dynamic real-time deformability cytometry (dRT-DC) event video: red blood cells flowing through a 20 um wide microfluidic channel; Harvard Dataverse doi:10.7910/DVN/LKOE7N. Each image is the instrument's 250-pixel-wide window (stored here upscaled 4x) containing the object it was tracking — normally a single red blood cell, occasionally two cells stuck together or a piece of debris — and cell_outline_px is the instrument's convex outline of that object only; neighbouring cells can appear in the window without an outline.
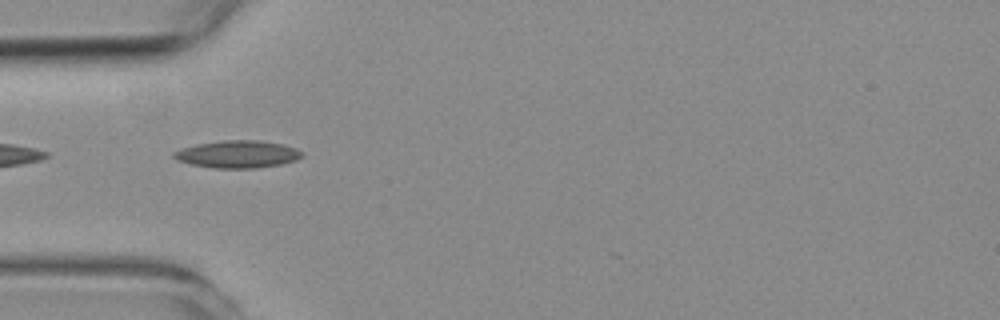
{"species": "common noctule bat (a hibernating species)", "species_latin": "Nyctalus noctula", "temperature_condition": "room temperature", "stored_images_in_passage": 36, "camera_frame_rate_fps": 3000, "um_per_image_px": 0.085, "animal": {"sex": "female", "body_mass_g": 19.3, "forearm_length_mm": 54.1}, "frame": {"image": 1, "passage_image": 2, "time_ms": 0.333, "image_size_px": [1000, 320], "cell_outline_px": [[304, 156], [296, 160], [280, 164], [256, 168], [212, 168], [192, 164], [176, 160], [172, 156], [172, 152], [196, 144], [224, 140], [260, 140], [284, 144], [296, 148], [304, 152]], "centroid_in_image_um": [20.23, 13.1], "position_along_channel_um": 64.8, "area_um2": 20.58}}
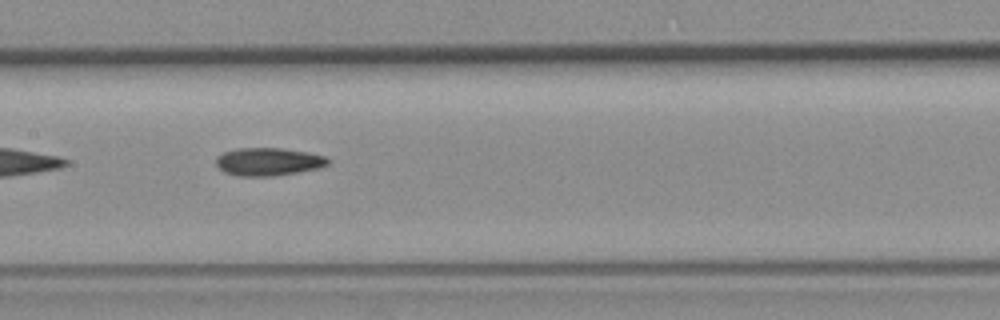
{"frame": {"image": 2, "passage_image": 12, "time_ms": 3.667, "image_size_px": [1000, 320], "cell_outline_px": [[332, 160], [328, 164], [320, 168], [272, 176], [236, 176], [224, 172], [216, 164], [216, 156], [224, 152], [236, 148], [280, 148], [308, 152], [324, 156]], "centroid_in_image_um": [22.8, 13.74], "position_along_channel_um": 184.6, "area_um2": 18.26}}
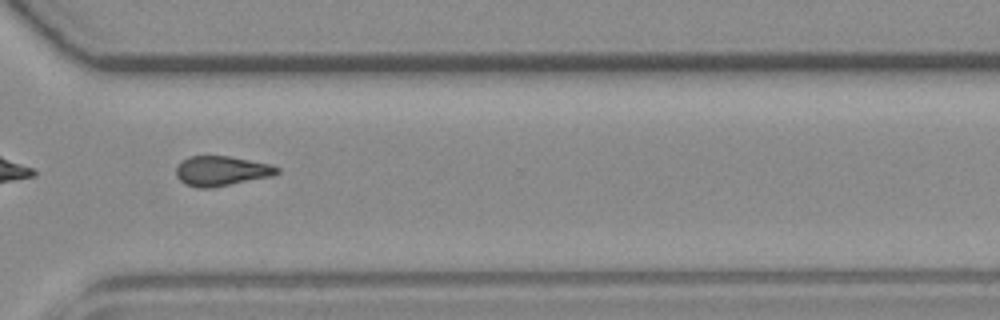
{"frame": {"image": 3, "passage_image": 26, "time_ms": 8.333, "image_size_px": [1000, 320], "cell_outline_px": [[280, 172], [272, 176], [212, 188], [196, 188], [184, 184], [176, 176], [176, 168], [188, 156], [228, 156], [272, 164], [280, 168]], "centroid_in_image_um": [18.84, 14.54], "position_along_channel_um": 351.8, "area_um2": 17.63}, "authors_computed_cell_mechanics": {"area_um2": 17.8313, "velocity_mm_per_s": 3.5892, "shape_relaxation_time_tau1_ms": null, "shape_relaxation_time_tau2_ms": 7.1558, "deformation_change_tau1": null, "deformation_change_tau2": 0.1666}}